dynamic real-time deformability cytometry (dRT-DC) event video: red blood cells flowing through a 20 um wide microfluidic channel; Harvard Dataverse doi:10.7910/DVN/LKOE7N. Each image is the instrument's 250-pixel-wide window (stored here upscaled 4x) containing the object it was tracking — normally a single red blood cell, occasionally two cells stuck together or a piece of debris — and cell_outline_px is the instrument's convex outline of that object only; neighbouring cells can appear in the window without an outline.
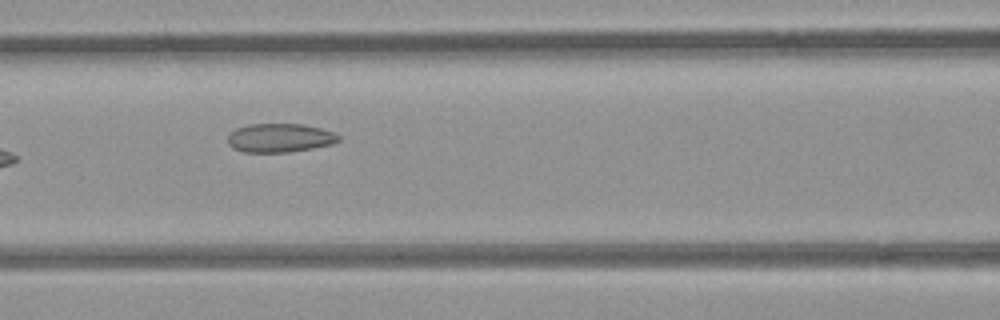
{"species": "common noctule bat (a hibernating species)", "species_latin": "Nyctalus noctula", "temperature_condition": "room temperature", "stored_images_in_passage": 9, "camera_frame_rate_fps": 3000, "um_per_image_px": 0.085, "animal": {"sex": "female", "body_mass_g": 21.9}, "frame": {"image": 1, "passage_image": 6, "time_ms": 5.667, "image_size_px": [1000, 320], "cell_outline_px": [[340, 140], [332, 144], [312, 148], [288, 152], [244, 152], [232, 148], [228, 144], [228, 136], [236, 128], [248, 124], [304, 124], [320, 128], [332, 132], [340, 136]], "centroid_in_image_um": [23.77, 11.72], "position_along_channel_um": 142.8, "area_um2": 18.55}}
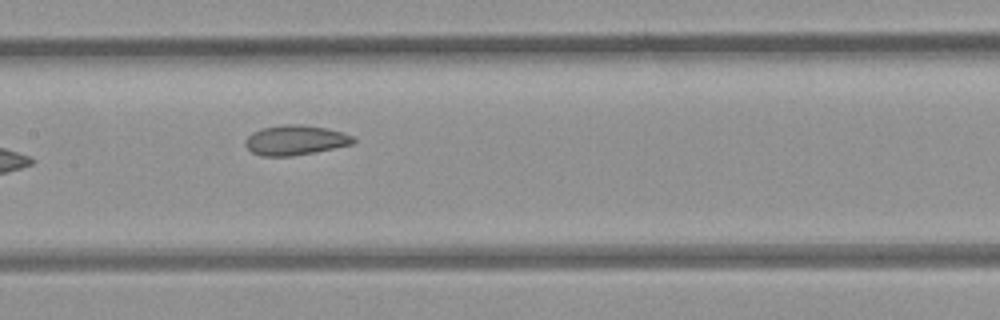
{"frame": {"image": 2, "passage_image": 7, "time_ms": 6.667, "image_size_px": [1000, 320], "cell_outline_px": [[356, 140], [352, 144], [316, 152], [292, 156], [260, 156], [252, 152], [244, 144], [244, 140], [252, 132], [264, 128], [284, 124], [300, 124], [324, 128], [340, 132], [352, 136]], "centroid_in_image_um": [25.07, 11.92], "position_along_channel_um": 182.3, "area_um2": 18.67}}